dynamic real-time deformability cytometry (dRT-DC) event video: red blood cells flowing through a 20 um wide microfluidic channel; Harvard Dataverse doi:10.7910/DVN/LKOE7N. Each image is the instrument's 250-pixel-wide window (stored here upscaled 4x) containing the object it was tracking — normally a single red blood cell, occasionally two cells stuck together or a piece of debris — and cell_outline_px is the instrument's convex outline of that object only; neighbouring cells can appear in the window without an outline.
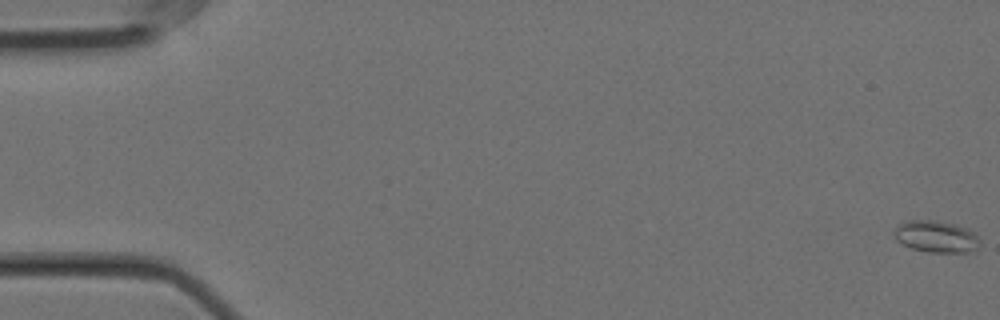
{"species": "Egyptian fruit bat (a non-hibernating species)", "species_latin": "Rousettus aegyptiacus", "temperature_condition": "cold", "stored_images_in_passage": 59, "camera_frame_rate_fps": 3000, "um_per_image_px": 0.085, "animal": {"sex": "female"}, "frame": {"image": 1, "passage_image": 1, "time_ms": 0.0, "image_size_px": [1000, 320], "cell_outline_px": [[980, 244], [976, 252], [928, 252], [912, 248], [896, 240], [892, 232], [896, 224], [908, 220], [936, 220], [956, 224], [968, 228], [976, 232], [980, 240]], "centroid_in_image_um": [79.6, 20.1], "position_along_channel_um": 5.4, "area_um2": 16.36}}
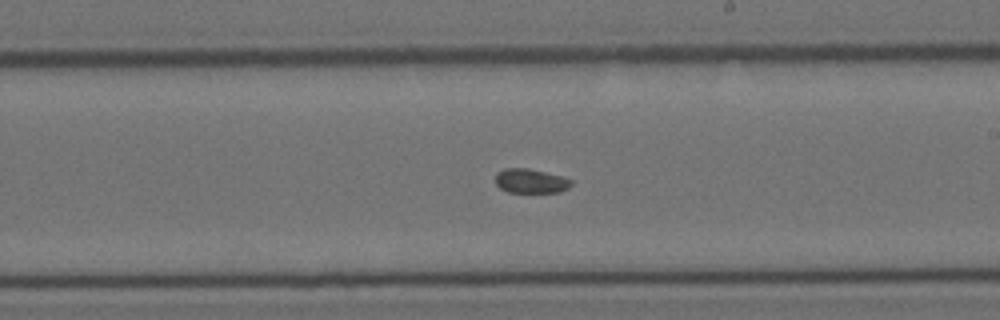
{"frame": {"image": 2, "passage_image": 34, "time_ms": 11.0, "image_size_px": [1000, 320], "cell_outline_px": [[572, 184], [568, 188], [560, 192], [508, 192], [500, 188], [496, 184], [496, 172], [504, 168], [528, 168], [564, 176], [572, 180]], "centroid_in_image_um": [45.12, 15.37], "position_along_channel_um": 243.9, "area_um2": 10.87}}
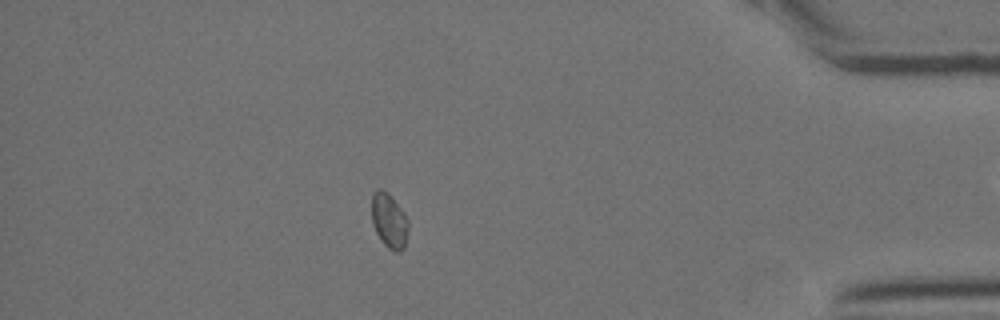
{"frame": {"image": 3, "passage_image": 51, "time_ms": 16.667, "image_size_px": [1000, 320], "cell_outline_px": [[408, 228], [404, 248], [400, 252], [396, 252], [388, 248], [380, 240], [372, 224], [372, 192], [376, 188], [380, 188], [388, 192], [404, 212], [408, 220]], "centroid_in_image_um": [33.06, 18.74], "position_along_channel_um": 402.1, "area_um2": 11.85}}